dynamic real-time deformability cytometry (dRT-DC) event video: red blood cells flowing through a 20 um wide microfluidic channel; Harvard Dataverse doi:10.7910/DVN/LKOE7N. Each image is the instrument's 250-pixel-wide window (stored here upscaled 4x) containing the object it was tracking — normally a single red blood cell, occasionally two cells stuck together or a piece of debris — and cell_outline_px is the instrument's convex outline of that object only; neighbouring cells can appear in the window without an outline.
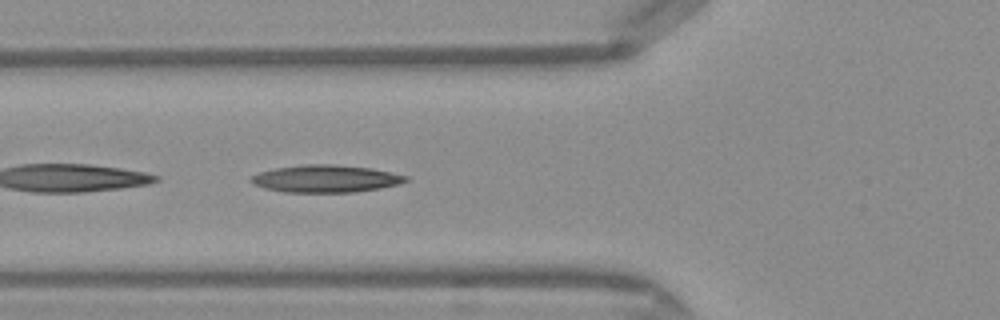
{"species": "Egyptian fruit bat (a non-hibernating species)", "species_latin": "Rousettus aegyptiacus", "temperature_condition": "warm", "stored_images_in_passage": 23, "camera_frame_rate_fps": 3000, "um_per_image_px": 0.085, "frame": {"image": 1, "passage_image": 7, "time_ms": 2.0, "image_size_px": [1000, 320], "cell_outline_px": [[412, 180], [400, 184], [380, 188], [352, 192], [284, 192], [264, 188], [252, 184], [248, 180], [252, 176], [260, 172], [276, 168], [304, 164], [332, 164], [372, 168], [408, 176]], "centroid_in_image_um": [27.71, 15.19], "position_along_channel_um": 98.1, "area_um2": 24.8}}
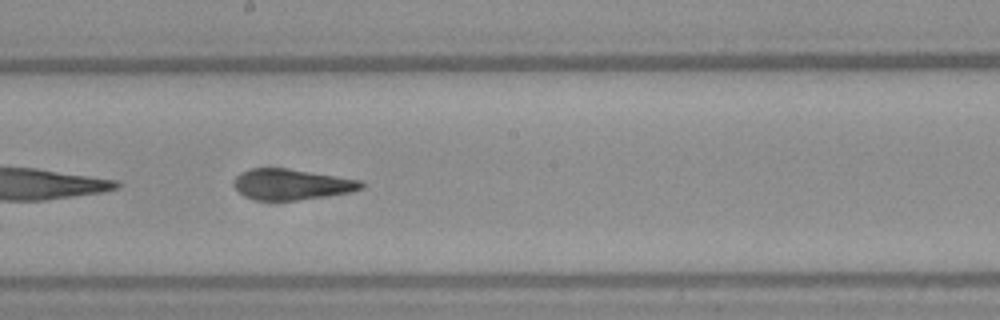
{"frame": {"image": 2, "passage_image": 16, "time_ms": 5.0, "image_size_px": [1000, 320], "cell_outline_px": [[364, 188], [352, 192], [328, 196], [296, 200], [256, 200], [244, 196], [232, 184], [232, 180], [240, 172], [252, 168], [288, 168], [360, 180], [364, 184]], "centroid_in_image_um": [24.77, 15.67], "position_along_channel_um": 223.4, "area_um2": 22.95}}
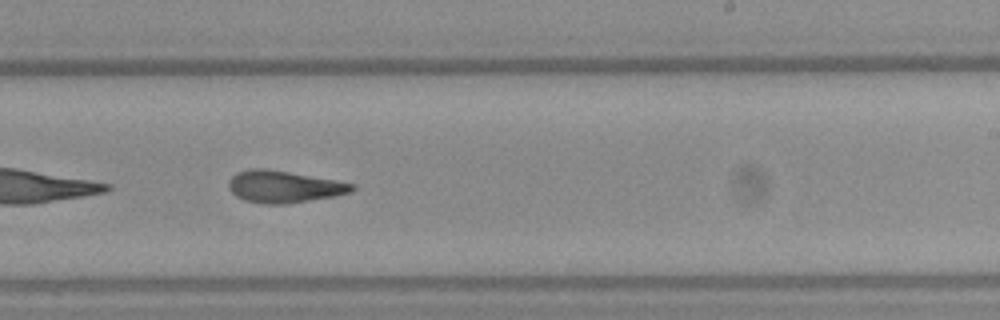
{"frame": {"image": 3, "passage_image": 19, "time_ms": 6.0, "image_size_px": [1000, 320], "cell_outline_px": [[356, 188], [352, 192], [336, 196], [288, 204], [260, 204], [244, 200], [236, 196], [228, 188], [228, 180], [236, 172], [248, 168], [264, 168], [336, 180], [356, 184]], "centroid_in_image_um": [24.13, 15.87], "position_along_channel_um": 264.9, "area_um2": 23.29}}